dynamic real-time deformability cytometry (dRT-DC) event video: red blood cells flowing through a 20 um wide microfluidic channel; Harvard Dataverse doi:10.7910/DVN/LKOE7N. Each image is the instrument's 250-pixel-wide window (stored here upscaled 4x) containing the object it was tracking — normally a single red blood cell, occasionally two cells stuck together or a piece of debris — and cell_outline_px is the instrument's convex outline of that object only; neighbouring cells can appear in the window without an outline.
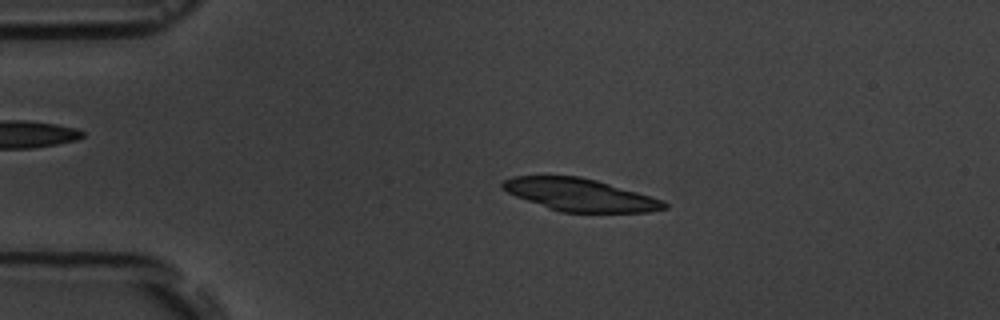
{"species": "common noctule bat (a hibernating species)", "species_latin": "Nyctalus noctula", "temperature_condition": "room temperature", "stored_images_in_passage": 9, "camera_frame_rate_fps": 3000, "um_per_image_px": 0.085, "animal": {"sex": "male", "body_mass_g": 19.5, "forearm_length_mm": 54.6}, "frame": {"image": 1, "passage_image": 3, "time_ms": 2.333, "image_size_px": [1000, 320], "cell_outline_px": [[668, 208], [648, 212], [560, 212], [548, 208], [516, 196], [500, 188], [500, 184], [504, 180], [512, 176], [580, 176], [596, 180], [664, 200], [668, 204]], "centroid_in_image_um": [49.29, 16.56], "position_along_channel_um": 35.7, "area_um2": 30.46}}